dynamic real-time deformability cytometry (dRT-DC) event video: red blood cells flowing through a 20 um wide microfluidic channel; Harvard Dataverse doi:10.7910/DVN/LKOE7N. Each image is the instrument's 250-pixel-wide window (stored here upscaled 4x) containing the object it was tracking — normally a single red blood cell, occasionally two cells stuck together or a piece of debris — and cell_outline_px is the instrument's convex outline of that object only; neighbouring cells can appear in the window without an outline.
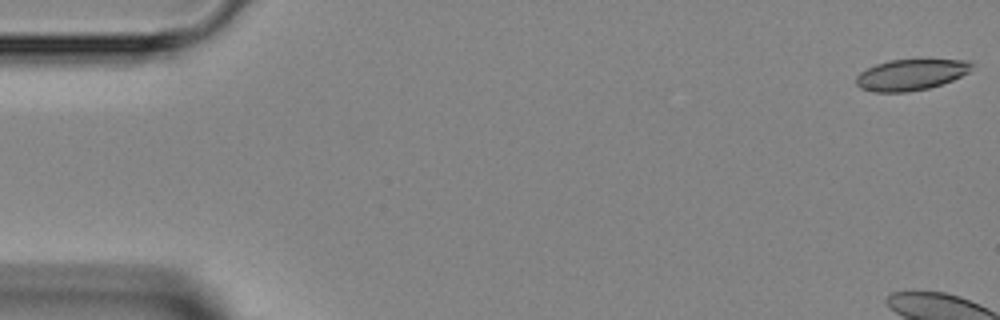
{"species": "Egyptian fruit bat (a non-hibernating species)", "species_latin": "Rousettus aegyptiacus", "temperature_condition": "room temperature", "stored_images_in_passage": 5, "camera_frame_rate_fps": 3000, "um_per_image_px": 0.085, "animal": {"sex": "female"}, "frame": {"image": 1, "passage_image": 1, "time_ms": 0.0, "image_size_px": [1000, 320], "cell_outline_px": [[972, 64], [968, 72], [952, 80], [928, 88], [908, 92], [876, 92], [860, 88], [856, 84], [856, 76], [860, 72], [876, 64], [888, 60], [972, 60]], "centroid_in_image_um": [77.39, 6.35], "position_along_channel_um": 7.6, "area_um2": 20.69}}